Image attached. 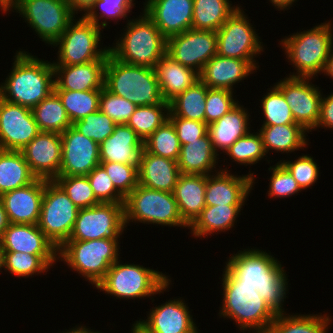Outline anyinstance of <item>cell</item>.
I'll return each mask as SVG.
<instances>
[{
    "instance_id": "obj_1",
    "label": "cell",
    "mask_w": 333,
    "mask_h": 333,
    "mask_svg": "<svg viewBox=\"0 0 333 333\" xmlns=\"http://www.w3.org/2000/svg\"><path fill=\"white\" fill-rule=\"evenodd\" d=\"M229 254L224 264L240 280V285L256 288L276 314L286 313L284 303L288 298L289 281L282 262L270 251L256 247Z\"/></svg>"
},
{
    "instance_id": "obj_2",
    "label": "cell",
    "mask_w": 333,
    "mask_h": 333,
    "mask_svg": "<svg viewBox=\"0 0 333 333\" xmlns=\"http://www.w3.org/2000/svg\"><path fill=\"white\" fill-rule=\"evenodd\" d=\"M19 49L14 53L10 72L0 82V98L32 110L54 91V66L51 60Z\"/></svg>"
},
{
    "instance_id": "obj_3",
    "label": "cell",
    "mask_w": 333,
    "mask_h": 333,
    "mask_svg": "<svg viewBox=\"0 0 333 333\" xmlns=\"http://www.w3.org/2000/svg\"><path fill=\"white\" fill-rule=\"evenodd\" d=\"M223 270L220 280L223 300L217 314L219 318L233 320V324L243 333H267L276 313L256 288L240 285V280L226 266Z\"/></svg>"
},
{
    "instance_id": "obj_4",
    "label": "cell",
    "mask_w": 333,
    "mask_h": 333,
    "mask_svg": "<svg viewBox=\"0 0 333 333\" xmlns=\"http://www.w3.org/2000/svg\"><path fill=\"white\" fill-rule=\"evenodd\" d=\"M279 43L287 62L294 68L287 76L318 79L333 46V21L327 20L310 29L297 30L284 36Z\"/></svg>"
},
{
    "instance_id": "obj_5",
    "label": "cell",
    "mask_w": 333,
    "mask_h": 333,
    "mask_svg": "<svg viewBox=\"0 0 333 333\" xmlns=\"http://www.w3.org/2000/svg\"><path fill=\"white\" fill-rule=\"evenodd\" d=\"M171 279V276L162 271L140 264L123 263L119 259L110 266L105 278L95 289L119 300L149 298L154 302L156 295L164 294L167 290L169 292L170 285L174 284Z\"/></svg>"
},
{
    "instance_id": "obj_6",
    "label": "cell",
    "mask_w": 333,
    "mask_h": 333,
    "mask_svg": "<svg viewBox=\"0 0 333 333\" xmlns=\"http://www.w3.org/2000/svg\"><path fill=\"white\" fill-rule=\"evenodd\" d=\"M141 10L137 18L126 22L121 37L109 44V52L121 62L154 68L166 54L167 39L145 14L144 6Z\"/></svg>"
},
{
    "instance_id": "obj_7",
    "label": "cell",
    "mask_w": 333,
    "mask_h": 333,
    "mask_svg": "<svg viewBox=\"0 0 333 333\" xmlns=\"http://www.w3.org/2000/svg\"><path fill=\"white\" fill-rule=\"evenodd\" d=\"M120 240H67L58 249V262H63L70 271L78 273L95 288L105 278L110 266L122 258Z\"/></svg>"
},
{
    "instance_id": "obj_8",
    "label": "cell",
    "mask_w": 333,
    "mask_h": 333,
    "mask_svg": "<svg viewBox=\"0 0 333 333\" xmlns=\"http://www.w3.org/2000/svg\"><path fill=\"white\" fill-rule=\"evenodd\" d=\"M104 87L136 106H160L164 102L154 68L121 62L110 52L106 60Z\"/></svg>"
},
{
    "instance_id": "obj_9",
    "label": "cell",
    "mask_w": 333,
    "mask_h": 333,
    "mask_svg": "<svg viewBox=\"0 0 333 333\" xmlns=\"http://www.w3.org/2000/svg\"><path fill=\"white\" fill-rule=\"evenodd\" d=\"M125 226L132 222L188 229L173 193L150 189L138 184L124 201Z\"/></svg>"
},
{
    "instance_id": "obj_10",
    "label": "cell",
    "mask_w": 333,
    "mask_h": 333,
    "mask_svg": "<svg viewBox=\"0 0 333 333\" xmlns=\"http://www.w3.org/2000/svg\"><path fill=\"white\" fill-rule=\"evenodd\" d=\"M104 30L83 16L76 17L69 23L63 34L51 45L57 47V58L53 65H78L92 61H106L109 46H103ZM103 47V48H102Z\"/></svg>"
},
{
    "instance_id": "obj_11",
    "label": "cell",
    "mask_w": 333,
    "mask_h": 333,
    "mask_svg": "<svg viewBox=\"0 0 333 333\" xmlns=\"http://www.w3.org/2000/svg\"><path fill=\"white\" fill-rule=\"evenodd\" d=\"M19 13L42 42L51 46L76 17L67 0H19L9 11Z\"/></svg>"
},
{
    "instance_id": "obj_12",
    "label": "cell",
    "mask_w": 333,
    "mask_h": 333,
    "mask_svg": "<svg viewBox=\"0 0 333 333\" xmlns=\"http://www.w3.org/2000/svg\"><path fill=\"white\" fill-rule=\"evenodd\" d=\"M79 208L54 181L45 179L38 227L59 249L69 240Z\"/></svg>"
},
{
    "instance_id": "obj_13",
    "label": "cell",
    "mask_w": 333,
    "mask_h": 333,
    "mask_svg": "<svg viewBox=\"0 0 333 333\" xmlns=\"http://www.w3.org/2000/svg\"><path fill=\"white\" fill-rule=\"evenodd\" d=\"M242 5L220 27L217 34V55L244 60H256L263 55L260 33L248 18ZM256 57V58H255Z\"/></svg>"
},
{
    "instance_id": "obj_14",
    "label": "cell",
    "mask_w": 333,
    "mask_h": 333,
    "mask_svg": "<svg viewBox=\"0 0 333 333\" xmlns=\"http://www.w3.org/2000/svg\"><path fill=\"white\" fill-rule=\"evenodd\" d=\"M126 229L124 203H99L79 209L69 240L122 238Z\"/></svg>"
},
{
    "instance_id": "obj_15",
    "label": "cell",
    "mask_w": 333,
    "mask_h": 333,
    "mask_svg": "<svg viewBox=\"0 0 333 333\" xmlns=\"http://www.w3.org/2000/svg\"><path fill=\"white\" fill-rule=\"evenodd\" d=\"M279 80L274 85L289 104L295 122L307 132H313L320 116L323 89L311 82L315 81L313 78L286 76Z\"/></svg>"
},
{
    "instance_id": "obj_16",
    "label": "cell",
    "mask_w": 333,
    "mask_h": 333,
    "mask_svg": "<svg viewBox=\"0 0 333 333\" xmlns=\"http://www.w3.org/2000/svg\"><path fill=\"white\" fill-rule=\"evenodd\" d=\"M166 54L200 74L204 65L217 54V34L191 28L167 39Z\"/></svg>"
},
{
    "instance_id": "obj_17",
    "label": "cell",
    "mask_w": 333,
    "mask_h": 333,
    "mask_svg": "<svg viewBox=\"0 0 333 333\" xmlns=\"http://www.w3.org/2000/svg\"><path fill=\"white\" fill-rule=\"evenodd\" d=\"M206 175V206L216 205H245L256 182L254 172L249 169L248 174H232L229 167ZM229 169V170H228Z\"/></svg>"
},
{
    "instance_id": "obj_18",
    "label": "cell",
    "mask_w": 333,
    "mask_h": 333,
    "mask_svg": "<svg viewBox=\"0 0 333 333\" xmlns=\"http://www.w3.org/2000/svg\"><path fill=\"white\" fill-rule=\"evenodd\" d=\"M39 132L31 109L0 98V149L22 151Z\"/></svg>"
},
{
    "instance_id": "obj_19",
    "label": "cell",
    "mask_w": 333,
    "mask_h": 333,
    "mask_svg": "<svg viewBox=\"0 0 333 333\" xmlns=\"http://www.w3.org/2000/svg\"><path fill=\"white\" fill-rule=\"evenodd\" d=\"M62 155L59 176H87L100 165V146L83 136L73 125L61 134Z\"/></svg>"
},
{
    "instance_id": "obj_20",
    "label": "cell",
    "mask_w": 333,
    "mask_h": 333,
    "mask_svg": "<svg viewBox=\"0 0 333 333\" xmlns=\"http://www.w3.org/2000/svg\"><path fill=\"white\" fill-rule=\"evenodd\" d=\"M182 297H172L148 311L147 319L137 322L149 333H200L188 303Z\"/></svg>"
},
{
    "instance_id": "obj_21",
    "label": "cell",
    "mask_w": 333,
    "mask_h": 333,
    "mask_svg": "<svg viewBox=\"0 0 333 333\" xmlns=\"http://www.w3.org/2000/svg\"><path fill=\"white\" fill-rule=\"evenodd\" d=\"M31 172L37 177L54 180L61 167V134L40 131L21 151Z\"/></svg>"
},
{
    "instance_id": "obj_22",
    "label": "cell",
    "mask_w": 333,
    "mask_h": 333,
    "mask_svg": "<svg viewBox=\"0 0 333 333\" xmlns=\"http://www.w3.org/2000/svg\"><path fill=\"white\" fill-rule=\"evenodd\" d=\"M145 14L168 39L191 29L193 0H145Z\"/></svg>"
},
{
    "instance_id": "obj_23",
    "label": "cell",
    "mask_w": 333,
    "mask_h": 333,
    "mask_svg": "<svg viewBox=\"0 0 333 333\" xmlns=\"http://www.w3.org/2000/svg\"><path fill=\"white\" fill-rule=\"evenodd\" d=\"M257 60L213 56L199 74L200 80L208 88L227 89L234 92L236 84L244 82L259 69Z\"/></svg>"
},
{
    "instance_id": "obj_24",
    "label": "cell",
    "mask_w": 333,
    "mask_h": 333,
    "mask_svg": "<svg viewBox=\"0 0 333 333\" xmlns=\"http://www.w3.org/2000/svg\"><path fill=\"white\" fill-rule=\"evenodd\" d=\"M44 187L45 179L36 178L32 183L0 196L9 223L38 224Z\"/></svg>"
},
{
    "instance_id": "obj_25",
    "label": "cell",
    "mask_w": 333,
    "mask_h": 333,
    "mask_svg": "<svg viewBox=\"0 0 333 333\" xmlns=\"http://www.w3.org/2000/svg\"><path fill=\"white\" fill-rule=\"evenodd\" d=\"M0 241L5 252L58 255L56 246L45 236L37 224L10 223Z\"/></svg>"
},
{
    "instance_id": "obj_26",
    "label": "cell",
    "mask_w": 333,
    "mask_h": 333,
    "mask_svg": "<svg viewBox=\"0 0 333 333\" xmlns=\"http://www.w3.org/2000/svg\"><path fill=\"white\" fill-rule=\"evenodd\" d=\"M53 66L55 71L54 89L87 91L104 87L106 61Z\"/></svg>"
},
{
    "instance_id": "obj_27",
    "label": "cell",
    "mask_w": 333,
    "mask_h": 333,
    "mask_svg": "<svg viewBox=\"0 0 333 333\" xmlns=\"http://www.w3.org/2000/svg\"><path fill=\"white\" fill-rule=\"evenodd\" d=\"M100 162L139 165L143 141L127 124L116 125L100 145Z\"/></svg>"
},
{
    "instance_id": "obj_28",
    "label": "cell",
    "mask_w": 333,
    "mask_h": 333,
    "mask_svg": "<svg viewBox=\"0 0 333 333\" xmlns=\"http://www.w3.org/2000/svg\"><path fill=\"white\" fill-rule=\"evenodd\" d=\"M248 109L239 102L222 118L208 125V134L218 155L224 154L236 140L252 130Z\"/></svg>"
},
{
    "instance_id": "obj_29",
    "label": "cell",
    "mask_w": 333,
    "mask_h": 333,
    "mask_svg": "<svg viewBox=\"0 0 333 333\" xmlns=\"http://www.w3.org/2000/svg\"><path fill=\"white\" fill-rule=\"evenodd\" d=\"M180 174L177 161L153 155L143 148L138 165L140 185L173 193Z\"/></svg>"
},
{
    "instance_id": "obj_30",
    "label": "cell",
    "mask_w": 333,
    "mask_h": 333,
    "mask_svg": "<svg viewBox=\"0 0 333 333\" xmlns=\"http://www.w3.org/2000/svg\"><path fill=\"white\" fill-rule=\"evenodd\" d=\"M219 159L207 133L201 139L181 145L177 164L181 174L209 175L221 170Z\"/></svg>"
},
{
    "instance_id": "obj_31",
    "label": "cell",
    "mask_w": 333,
    "mask_h": 333,
    "mask_svg": "<svg viewBox=\"0 0 333 333\" xmlns=\"http://www.w3.org/2000/svg\"><path fill=\"white\" fill-rule=\"evenodd\" d=\"M154 70L162 97L168 103L200 80L198 72L183 66L167 54L159 60Z\"/></svg>"
},
{
    "instance_id": "obj_32",
    "label": "cell",
    "mask_w": 333,
    "mask_h": 333,
    "mask_svg": "<svg viewBox=\"0 0 333 333\" xmlns=\"http://www.w3.org/2000/svg\"><path fill=\"white\" fill-rule=\"evenodd\" d=\"M206 175L180 174L173 195L183 221L190 226L205 204Z\"/></svg>"
},
{
    "instance_id": "obj_33",
    "label": "cell",
    "mask_w": 333,
    "mask_h": 333,
    "mask_svg": "<svg viewBox=\"0 0 333 333\" xmlns=\"http://www.w3.org/2000/svg\"><path fill=\"white\" fill-rule=\"evenodd\" d=\"M257 131L260 133L267 156H270V152H279L287 154L288 157L300 149L304 151L311 143L309 138L307 139L309 132L299 124L261 126Z\"/></svg>"
},
{
    "instance_id": "obj_34",
    "label": "cell",
    "mask_w": 333,
    "mask_h": 333,
    "mask_svg": "<svg viewBox=\"0 0 333 333\" xmlns=\"http://www.w3.org/2000/svg\"><path fill=\"white\" fill-rule=\"evenodd\" d=\"M244 205H216L205 206L200 215L188 227L192 238L204 239V237L212 236L230 231L237 224V218L241 215Z\"/></svg>"
},
{
    "instance_id": "obj_35",
    "label": "cell",
    "mask_w": 333,
    "mask_h": 333,
    "mask_svg": "<svg viewBox=\"0 0 333 333\" xmlns=\"http://www.w3.org/2000/svg\"><path fill=\"white\" fill-rule=\"evenodd\" d=\"M278 313L267 333H328L332 317L326 314Z\"/></svg>"
},
{
    "instance_id": "obj_36",
    "label": "cell",
    "mask_w": 333,
    "mask_h": 333,
    "mask_svg": "<svg viewBox=\"0 0 333 333\" xmlns=\"http://www.w3.org/2000/svg\"><path fill=\"white\" fill-rule=\"evenodd\" d=\"M36 178L21 151L0 149V196L32 183Z\"/></svg>"
},
{
    "instance_id": "obj_37",
    "label": "cell",
    "mask_w": 333,
    "mask_h": 333,
    "mask_svg": "<svg viewBox=\"0 0 333 333\" xmlns=\"http://www.w3.org/2000/svg\"><path fill=\"white\" fill-rule=\"evenodd\" d=\"M192 29L218 31L240 7L229 0H193Z\"/></svg>"
},
{
    "instance_id": "obj_38",
    "label": "cell",
    "mask_w": 333,
    "mask_h": 333,
    "mask_svg": "<svg viewBox=\"0 0 333 333\" xmlns=\"http://www.w3.org/2000/svg\"><path fill=\"white\" fill-rule=\"evenodd\" d=\"M58 262V255H32L25 252H5L4 271L17 278L46 275ZM46 273V274H45Z\"/></svg>"
},
{
    "instance_id": "obj_39",
    "label": "cell",
    "mask_w": 333,
    "mask_h": 333,
    "mask_svg": "<svg viewBox=\"0 0 333 333\" xmlns=\"http://www.w3.org/2000/svg\"><path fill=\"white\" fill-rule=\"evenodd\" d=\"M32 113L40 131L62 134L73 125L54 91L37 104L32 109Z\"/></svg>"
},
{
    "instance_id": "obj_40",
    "label": "cell",
    "mask_w": 333,
    "mask_h": 333,
    "mask_svg": "<svg viewBox=\"0 0 333 333\" xmlns=\"http://www.w3.org/2000/svg\"><path fill=\"white\" fill-rule=\"evenodd\" d=\"M207 92L208 87L198 80L169 103L170 111L177 117L205 122Z\"/></svg>"
},
{
    "instance_id": "obj_41",
    "label": "cell",
    "mask_w": 333,
    "mask_h": 333,
    "mask_svg": "<svg viewBox=\"0 0 333 333\" xmlns=\"http://www.w3.org/2000/svg\"><path fill=\"white\" fill-rule=\"evenodd\" d=\"M102 89L87 91H71L54 89L60 98L71 123L99 110L100 93Z\"/></svg>"
},
{
    "instance_id": "obj_42",
    "label": "cell",
    "mask_w": 333,
    "mask_h": 333,
    "mask_svg": "<svg viewBox=\"0 0 333 333\" xmlns=\"http://www.w3.org/2000/svg\"><path fill=\"white\" fill-rule=\"evenodd\" d=\"M252 131L250 130L246 135L236 140L224 153L232 160L230 162H235V164L244 165L245 167L255 166L262 159L264 161L267 159L268 164L274 162L268 160L270 158L265 153L260 133L258 131L255 132L253 129Z\"/></svg>"
},
{
    "instance_id": "obj_43",
    "label": "cell",
    "mask_w": 333,
    "mask_h": 333,
    "mask_svg": "<svg viewBox=\"0 0 333 333\" xmlns=\"http://www.w3.org/2000/svg\"><path fill=\"white\" fill-rule=\"evenodd\" d=\"M134 1L135 0H97L83 17L94 23L100 29L111 26L109 24L112 21L116 24L119 20L121 21L122 18L123 20L127 19L126 22H129L130 18H132L130 17L132 8L136 5Z\"/></svg>"
},
{
    "instance_id": "obj_44",
    "label": "cell",
    "mask_w": 333,
    "mask_h": 333,
    "mask_svg": "<svg viewBox=\"0 0 333 333\" xmlns=\"http://www.w3.org/2000/svg\"><path fill=\"white\" fill-rule=\"evenodd\" d=\"M170 105L163 102L160 106H137L127 125L144 142L160 126L168 121Z\"/></svg>"
},
{
    "instance_id": "obj_45",
    "label": "cell",
    "mask_w": 333,
    "mask_h": 333,
    "mask_svg": "<svg viewBox=\"0 0 333 333\" xmlns=\"http://www.w3.org/2000/svg\"><path fill=\"white\" fill-rule=\"evenodd\" d=\"M259 101L263 115L261 126L297 124L285 97L274 84L270 85Z\"/></svg>"
},
{
    "instance_id": "obj_46",
    "label": "cell",
    "mask_w": 333,
    "mask_h": 333,
    "mask_svg": "<svg viewBox=\"0 0 333 333\" xmlns=\"http://www.w3.org/2000/svg\"><path fill=\"white\" fill-rule=\"evenodd\" d=\"M143 148L153 155L177 161L181 144L172 123L168 120L160 126L143 142Z\"/></svg>"
},
{
    "instance_id": "obj_47",
    "label": "cell",
    "mask_w": 333,
    "mask_h": 333,
    "mask_svg": "<svg viewBox=\"0 0 333 333\" xmlns=\"http://www.w3.org/2000/svg\"><path fill=\"white\" fill-rule=\"evenodd\" d=\"M54 181L79 209L100 203L94 195L87 176H57Z\"/></svg>"
},
{
    "instance_id": "obj_48",
    "label": "cell",
    "mask_w": 333,
    "mask_h": 333,
    "mask_svg": "<svg viewBox=\"0 0 333 333\" xmlns=\"http://www.w3.org/2000/svg\"><path fill=\"white\" fill-rule=\"evenodd\" d=\"M284 159V160H283ZM281 158L279 162H281L288 171L292 174L293 178L297 181L298 186L301 190H306L307 188H311L320 175V167L316 163L315 159L310 156V154H301L297 158L289 160L285 158Z\"/></svg>"
},
{
    "instance_id": "obj_49",
    "label": "cell",
    "mask_w": 333,
    "mask_h": 333,
    "mask_svg": "<svg viewBox=\"0 0 333 333\" xmlns=\"http://www.w3.org/2000/svg\"><path fill=\"white\" fill-rule=\"evenodd\" d=\"M268 170L272 173L268 178L269 186L266 194L271 200L289 198L292 195H298L302 191L292 174L281 162L277 161Z\"/></svg>"
},
{
    "instance_id": "obj_50",
    "label": "cell",
    "mask_w": 333,
    "mask_h": 333,
    "mask_svg": "<svg viewBox=\"0 0 333 333\" xmlns=\"http://www.w3.org/2000/svg\"><path fill=\"white\" fill-rule=\"evenodd\" d=\"M73 126L83 136L100 145L113 133L116 124L110 117L98 110L76 121Z\"/></svg>"
},
{
    "instance_id": "obj_51",
    "label": "cell",
    "mask_w": 333,
    "mask_h": 333,
    "mask_svg": "<svg viewBox=\"0 0 333 333\" xmlns=\"http://www.w3.org/2000/svg\"><path fill=\"white\" fill-rule=\"evenodd\" d=\"M235 92L227 89L208 88L205 101V123L210 125L231 111L239 100Z\"/></svg>"
},
{
    "instance_id": "obj_52",
    "label": "cell",
    "mask_w": 333,
    "mask_h": 333,
    "mask_svg": "<svg viewBox=\"0 0 333 333\" xmlns=\"http://www.w3.org/2000/svg\"><path fill=\"white\" fill-rule=\"evenodd\" d=\"M136 107L127 99L112 94L105 87L102 88L99 111L110 117L116 125L127 124Z\"/></svg>"
},
{
    "instance_id": "obj_53",
    "label": "cell",
    "mask_w": 333,
    "mask_h": 333,
    "mask_svg": "<svg viewBox=\"0 0 333 333\" xmlns=\"http://www.w3.org/2000/svg\"><path fill=\"white\" fill-rule=\"evenodd\" d=\"M109 175L116 190L126 198L139 184L138 165H128L117 162H100Z\"/></svg>"
},
{
    "instance_id": "obj_54",
    "label": "cell",
    "mask_w": 333,
    "mask_h": 333,
    "mask_svg": "<svg viewBox=\"0 0 333 333\" xmlns=\"http://www.w3.org/2000/svg\"><path fill=\"white\" fill-rule=\"evenodd\" d=\"M87 178L100 203H124L125 198L116 190L109 175L101 165L96 166L87 175Z\"/></svg>"
},
{
    "instance_id": "obj_55",
    "label": "cell",
    "mask_w": 333,
    "mask_h": 333,
    "mask_svg": "<svg viewBox=\"0 0 333 333\" xmlns=\"http://www.w3.org/2000/svg\"><path fill=\"white\" fill-rule=\"evenodd\" d=\"M168 120L174 126L181 145L201 139L208 133V125L205 122L177 117L171 111Z\"/></svg>"
},
{
    "instance_id": "obj_56",
    "label": "cell",
    "mask_w": 333,
    "mask_h": 333,
    "mask_svg": "<svg viewBox=\"0 0 333 333\" xmlns=\"http://www.w3.org/2000/svg\"><path fill=\"white\" fill-rule=\"evenodd\" d=\"M316 128L313 131L319 128L333 130V92L327 95L322 93L320 116Z\"/></svg>"
},
{
    "instance_id": "obj_57",
    "label": "cell",
    "mask_w": 333,
    "mask_h": 333,
    "mask_svg": "<svg viewBox=\"0 0 333 333\" xmlns=\"http://www.w3.org/2000/svg\"><path fill=\"white\" fill-rule=\"evenodd\" d=\"M70 6L71 12L77 17L84 16L97 0H67ZM77 14V15H76Z\"/></svg>"
},
{
    "instance_id": "obj_58",
    "label": "cell",
    "mask_w": 333,
    "mask_h": 333,
    "mask_svg": "<svg viewBox=\"0 0 333 333\" xmlns=\"http://www.w3.org/2000/svg\"><path fill=\"white\" fill-rule=\"evenodd\" d=\"M272 6H274V9H277L278 11H287L290 10L293 5L299 1V0H268Z\"/></svg>"
},
{
    "instance_id": "obj_59",
    "label": "cell",
    "mask_w": 333,
    "mask_h": 333,
    "mask_svg": "<svg viewBox=\"0 0 333 333\" xmlns=\"http://www.w3.org/2000/svg\"><path fill=\"white\" fill-rule=\"evenodd\" d=\"M321 74H323L329 78H332V81H333V46L330 50L329 57L326 60L324 69Z\"/></svg>"
},
{
    "instance_id": "obj_60",
    "label": "cell",
    "mask_w": 333,
    "mask_h": 333,
    "mask_svg": "<svg viewBox=\"0 0 333 333\" xmlns=\"http://www.w3.org/2000/svg\"><path fill=\"white\" fill-rule=\"evenodd\" d=\"M9 220L7 217V213L4 209L3 203L0 199V238L3 235V232L5 231V229L7 228V226L9 225Z\"/></svg>"
},
{
    "instance_id": "obj_61",
    "label": "cell",
    "mask_w": 333,
    "mask_h": 333,
    "mask_svg": "<svg viewBox=\"0 0 333 333\" xmlns=\"http://www.w3.org/2000/svg\"><path fill=\"white\" fill-rule=\"evenodd\" d=\"M19 0H0V11L2 14L8 13V11L18 2Z\"/></svg>"
},
{
    "instance_id": "obj_62",
    "label": "cell",
    "mask_w": 333,
    "mask_h": 333,
    "mask_svg": "<svg viewBox=\"0 0 333 333\" xmlns=\"http://www.w3.org/2000/svg\"><path fill=\"white\" fill-rule=\"evenodd\" d=\"M130 333H149L147 330H145L137 321H135L132 324Z\"/></svg>"
},
{
    "instance_id": "obj_63",
    "label": "cell",
    "mask_w": 333,
    "mask_h": 333,
    "mask_svg": "<svg viewBox=\"0 0 333 333\" xmlns=\"http://www.w3.org/2000/svg\"><path fill=\"white\" fill-rule=\"evenodd\" d=\"M4 258H5V251H4L1 241H0V273H2L4 270Z\"/></svg>"
},
{
    "instance_id": "obj_64",
    "label": "cell",
    "mask_w": 333,
    "mask_h": 333,
    "mask_svg": "<svg viewBox=\"0 0 333 333\" xmlns=\"http://www.w3.org/2000/svg\"><path fill=\"white\" fill-rule=\"evenodd\" d=\"M59 333H81V324L75 325L73 328H69V330L65 329V331H59Z\"/></svg>"
},
{
    "instance_id": "obj_65",
    "label": "cell",
    "mask_w": 333,
    "mask_h": 333,
    "mask_svg": "<svg viewBox=\"0 0 333 333\" xmlns=\"http://www.w3.org/2000/svg\"><path fill=\"white\" fill-rule=\"evenodd\" d=\"M81 333H102V332H100L98 330H93V329H91V327L88 328L87 326L82 324Z\"/></svg>"
}]
</instances>
